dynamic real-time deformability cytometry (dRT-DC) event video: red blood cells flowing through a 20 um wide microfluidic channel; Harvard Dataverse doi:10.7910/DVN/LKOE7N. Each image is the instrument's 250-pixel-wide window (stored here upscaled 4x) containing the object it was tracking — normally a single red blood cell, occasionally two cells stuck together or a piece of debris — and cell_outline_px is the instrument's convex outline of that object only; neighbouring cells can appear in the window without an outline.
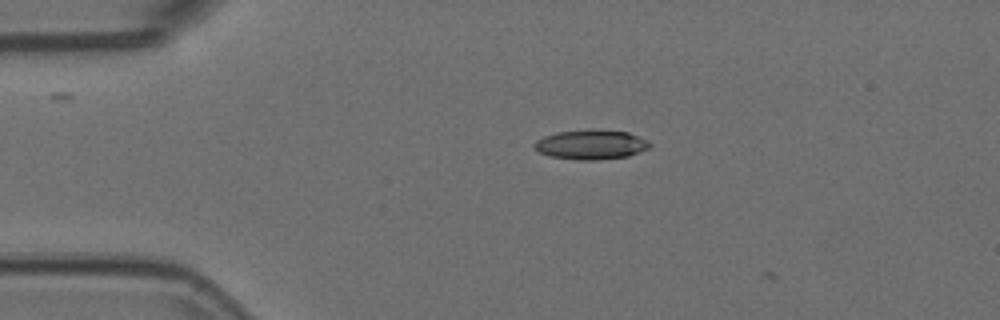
{"species": "Egyptian fruit bat (a non-hibernating species)", "species_latin": "Rousettus aegyptiacus", "temperature_condition": "room temperature", "stored_images_in_passage": 2, "camera_frame_rate_fps": 3000, "um_per_image_px": 0.085, "animal": {"sex": "female"}, "frame": {"image": 1, "passage_image": 1, "time_ms": 0.0, "image_size_px": [1000, 320], "cell_outline_px": [[652, 144], [648, 148], [640, 152], [628, 156], [596, 160], [576, 160], [548, 156], [532, 148], [532, 144], [536, 140], [544, 136], [560, 132], [628, 132], [648, 140]], "centroid_in_image_um": [50.21, 12.34], "position_along_channel_um": 34.8, "area_um2": 19.25}}